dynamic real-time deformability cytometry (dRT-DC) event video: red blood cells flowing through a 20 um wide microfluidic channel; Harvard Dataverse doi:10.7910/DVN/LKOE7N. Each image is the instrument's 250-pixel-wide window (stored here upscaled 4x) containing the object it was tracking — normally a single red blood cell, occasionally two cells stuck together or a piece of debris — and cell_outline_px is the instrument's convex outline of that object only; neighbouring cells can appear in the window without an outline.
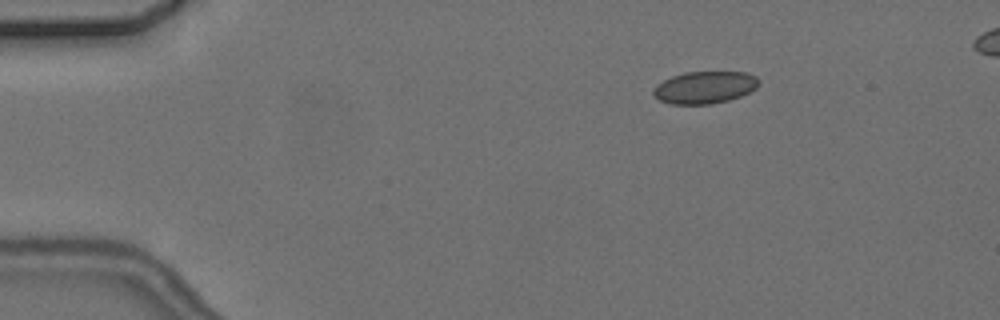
{"species": "common noctule bat (a hibernating species)", "species_latin": "Nyctalus noctula", "temperature_condition": "cold", "stored_images_in_passage": 9, "camera_frame_rate_fps": 3000, "um_per_image_px": 0.085, "animal": {"sex": "female", "body_mass_g": 24.6, "forearm_length_mm": 56.2}, "frame": {"image": 1, "passage_image": 3, "time_ms": 2.333, "image_size_px": [1000, 320], "cell_outline_px": [[760, 84], [756, 88], [740, 96], [728, 100], [712, 104], [672, 104], [660, 100], [652, 92], [656, 84], [672, 76], [684, 72], [748, 72], [756, 76], [760, 80]], "centroid_in_image_um": [59.93, 7.42], "position_along_channel_um": 25.1, "area_um2": 19.83}}
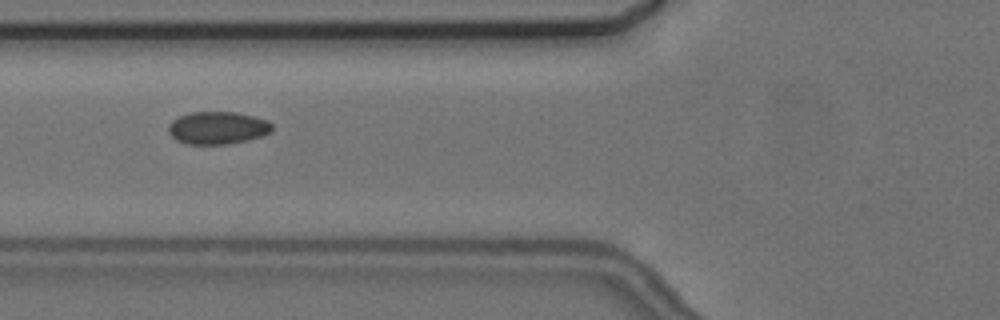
{"frame": {"image": 2, "passage_image": 6, "time_ms": 6.667, "image_size_px": [1000, 320], "cell_outline_px": [[272, 132], [248, 140], [228, 144], [188, 144], [176, 140], [168, 132], [168, 124], [172, 120], [180, 116], [192, 112], [236, 112], [268, 120], [272, 124]], "centroid_in_image_um": [18.49, 10.87], "position_along_channel_um": 107.3, "area_um2": 19.71}}